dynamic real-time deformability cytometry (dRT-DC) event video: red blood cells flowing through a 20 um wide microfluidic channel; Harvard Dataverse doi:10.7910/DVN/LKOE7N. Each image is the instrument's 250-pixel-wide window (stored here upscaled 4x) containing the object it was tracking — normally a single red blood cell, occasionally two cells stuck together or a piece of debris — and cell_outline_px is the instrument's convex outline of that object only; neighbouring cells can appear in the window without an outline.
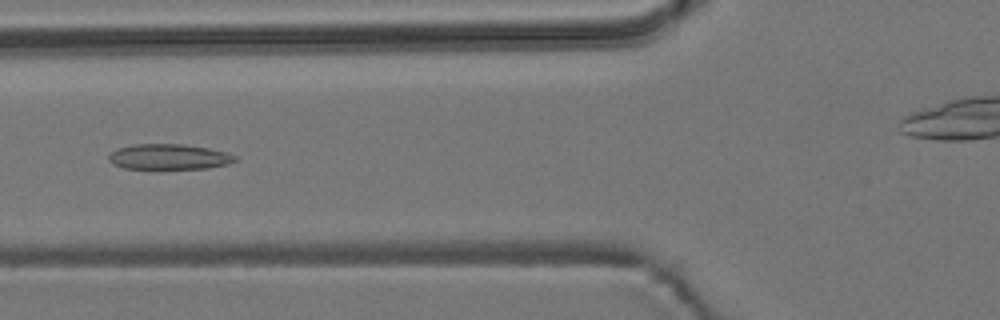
{"species": "common noctule bat (a hibernating species)", "species_latin": "Nyctalus noctula", "temperature_condition": "room temperature", "stored_images_in_passage": 8, "camera_frame_rate_fps": 3000, "um_per_image_px": 0.085, "animal": {"sex": "male", "body_mass_g": 19.2, "forearm_length_mm": 51.8}, "frame": {"image": 1, "passage_image": 6, "time_ms": 5.667, "image_size_px": [1000, 320], "cell_outline_px": [[236, 160], [228, 164], [208, 168], [124, 168], [112, 164], [108, 160], [108, 156], [116, 148], [132, 144], [180, 144], [208, 148], [224, 152], [236, 156]], "centroid_in_image_um": [14.31, 13.32], "position_along_channel_um": 111.5, "area_um2": 18.55}}
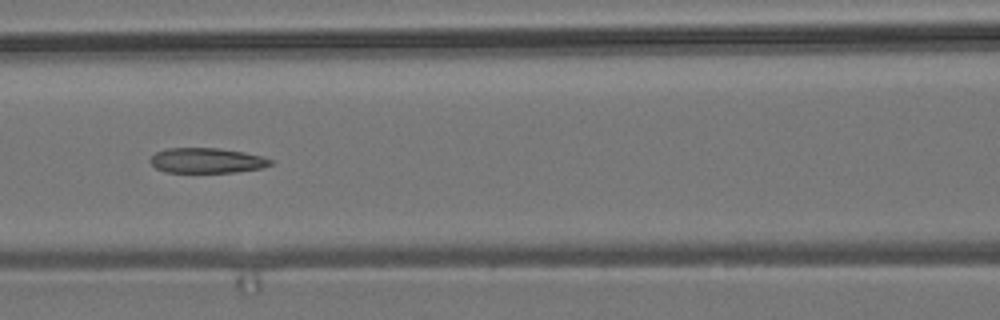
{"frame": {"image": 2, "passage_image": 7, "time_ms": 6.667, "image_size_px": [1000, 320], "cell_outline_px": [[272, 164], [260, 168], [236, 172], [164, 172], [156, 168], [148, 160], [156, 152], [168, 148], [220, 148], [244, 152], [264, 156], [272, 160]], "centroid_in_image_um": [17.58, 13.64], "position_along_channel_um": 149.0, "area_um2": 17.63}}
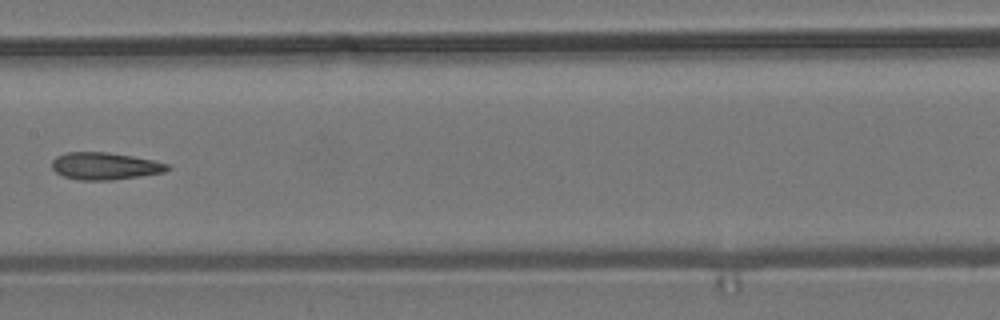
{"frame": {"image": 3, "passage_image": 8, "time_ms": 8.0, "image_size_px": [1000, 320], "cell_outline_px": [[172, 168], [164, 172], [112, 180], [80, 180], [64, 176], [56, 172], [52, 168], [52, 160], [56, 156], [68, 152], [104, 152], [132, 156], [172, 164]], "centroid_in_image_um": [8.94, 14.11], "position_along_channel_um": 198.5, "area_um2": 18.26}}